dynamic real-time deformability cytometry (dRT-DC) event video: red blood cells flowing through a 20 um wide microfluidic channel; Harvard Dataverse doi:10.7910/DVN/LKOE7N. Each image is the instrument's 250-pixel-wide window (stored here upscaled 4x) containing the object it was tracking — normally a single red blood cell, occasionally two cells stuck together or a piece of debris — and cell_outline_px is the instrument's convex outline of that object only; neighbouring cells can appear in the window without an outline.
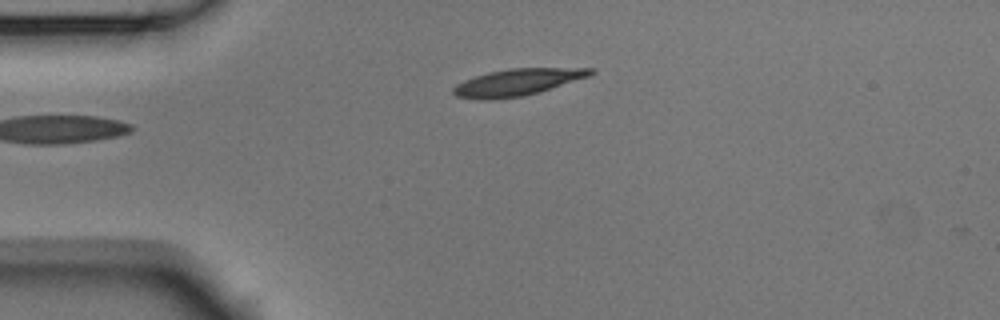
{"species": "Egyptian fruit bat (a non-hibernating species)", "species_latin": "Rousettus aegyptiacus", "temperature_condition": "room temperature", "stored_images_in_passage": 2, "camera_frame_rate_fps": 3000, "um_per_image_px": 0.085, "animal": {"sex": "male"}, "frame": {"image": 1, "passage_image": 2, "time_ms": 0.333, "image_size_px": [1000, 320], "cell_outline_px": [[596, 72], [588, 76], [540, 92], [524, 96], [488, 100], [476, 100], [456, 96], [452, 92], [452, 88], [456, 84], [464, 80], [488, 72], [508, 68], [596, 68]], "centroid_in_image_um": [43.95, 6.99], "position_along_channel_um": 41.1, "area_um2": 21.56}}